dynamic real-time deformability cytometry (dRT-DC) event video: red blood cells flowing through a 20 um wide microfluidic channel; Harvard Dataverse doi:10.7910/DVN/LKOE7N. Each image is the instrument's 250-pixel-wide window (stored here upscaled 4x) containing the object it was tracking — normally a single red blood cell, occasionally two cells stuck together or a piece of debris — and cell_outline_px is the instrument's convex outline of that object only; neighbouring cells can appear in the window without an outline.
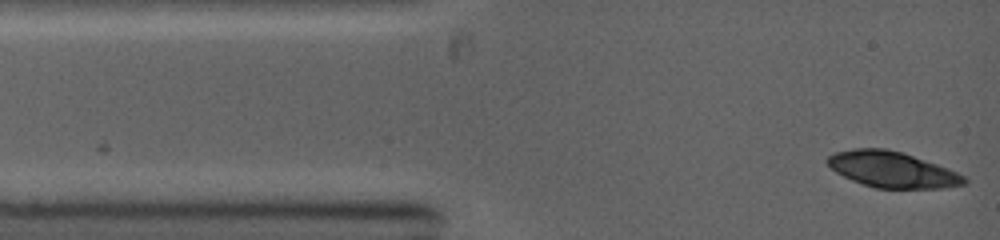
{"species": "common noctule bat (a hibernating species)", "species_latin": "Nyctalus noctula", "temperature_condition": "warm", "stored_images_in_passage": 2, "camera_frame_rate_fps": 5000, "um_per_image_px": 0.085, "animal": {"sex": "female", "body_mass_g": 19.0, "forearm_length_mm": 53.3}, "frame": {"image": 1, "passage_image": 2, "time_ms": 0.8, "image_size_px": [1000, 240], "cell_outline_px": [[968, 184], [944, 188], [876, 188], [852, 180], [836, 172], [824, 160], [828, 156], [836, 152], [852, 148], [888, 148], [904, 152], [948, 168], [964, 176], [968, 180]], "centroid_in_image_um": [75.85, 14.4], "position_along_channel_um": 9.1, "area_um2": 28.73}}